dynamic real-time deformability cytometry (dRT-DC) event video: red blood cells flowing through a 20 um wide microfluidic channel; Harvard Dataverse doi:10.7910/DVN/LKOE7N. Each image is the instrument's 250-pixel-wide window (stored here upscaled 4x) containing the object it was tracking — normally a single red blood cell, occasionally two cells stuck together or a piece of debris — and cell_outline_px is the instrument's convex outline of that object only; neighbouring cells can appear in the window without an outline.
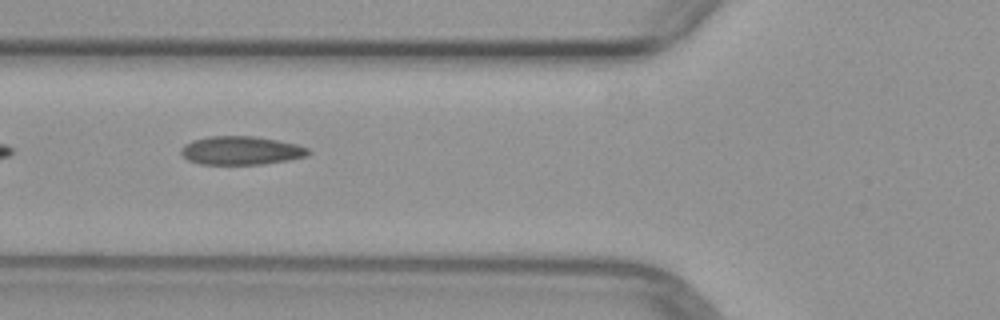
{"species": "common noctule bat (a hibernating species)", "species_latin": "Nyctalus noctula", "temperature_condition": "warm", "stored_images_in_passage": 5, "camera_frame_rate_fps": 3000, "um_per_image_px": 0.085, "animal": {"sex": "female", "body_mass_g": 29.2, "forearm_length_mm": 56.3}, "frame": {"image": 1, "passage_image": 4, "time_ms": 3.667, "image_size_px": [1000, 320], "cell_outline_px": [[312, 152], [308, 156], [288, 160], [264, 164], [200, 164], [188, 160], [180, 152], [184, 144], [192, 140], [208, 136], [252, 136], [276, 140], [296, 144], [308, 148]], "centroid_in_image_um": [20.5, 12.79], "position_along_channel_um": 105.3, "area_um2": 21.15}}
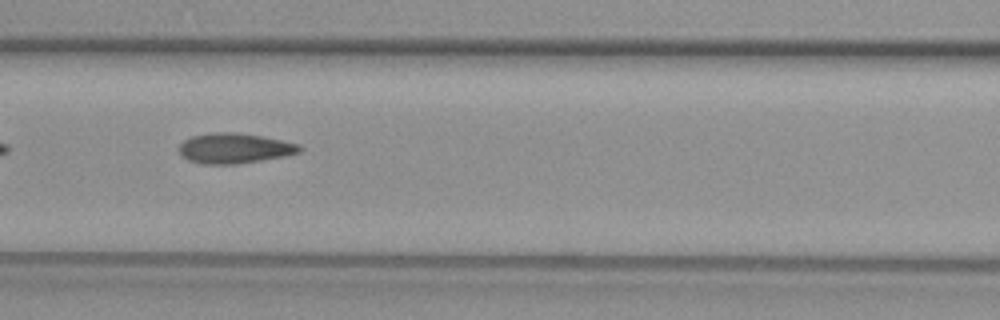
{"frame": {"image": 2, "passage_image": 5, "time_ms": 4.667, "image_size_px": [1000, 320], "cell_outline_px": [[304, 148], [300, 152], [284, 156], [236, 164], [204, 164], [188, 160], [180, 152], [180, 144], [184, 140], [192, 136], [212, 132], [236, 132], [260, 136], [300, 144]], "centroid_in_image_um": [19.94, 12.6], "position_along_channel_um": 146.7, "area_um2": 21.04}}